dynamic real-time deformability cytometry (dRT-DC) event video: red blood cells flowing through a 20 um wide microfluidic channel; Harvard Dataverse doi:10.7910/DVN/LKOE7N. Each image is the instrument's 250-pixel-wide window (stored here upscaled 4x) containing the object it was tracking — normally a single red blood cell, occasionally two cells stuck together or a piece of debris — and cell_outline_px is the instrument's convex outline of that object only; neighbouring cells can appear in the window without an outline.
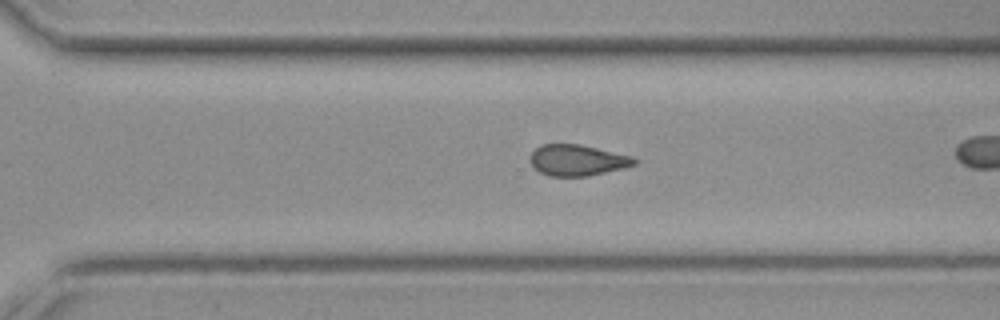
{"species": "common noctule bat (a hibernating species)", "species_latin": "Nyctalus noctula", "temperature_condition": "cold", "stored_images_in_passage": 36, "camera_frame_rate_fps": 3000, "um_per_image_px": 0.085, "animal": {"sex": "female", "body_mass_g": 19.3, "forearm_length_mm": 54.1}, "frame": {"image": 1, "passage_image": 31, "time_ms": 10.0, "image_size_px": [1000, 320], "cell_outline_px": [[636, 164], [588, 176], [548, 176], [532, 168], [532, 152], [540, 144], [580, 144], [632, 156], [636, 160]], "centroid_in_image_um": [49.04, 13.61], "position_along_channel_um": 321.6, "area_um2": 18.61}}